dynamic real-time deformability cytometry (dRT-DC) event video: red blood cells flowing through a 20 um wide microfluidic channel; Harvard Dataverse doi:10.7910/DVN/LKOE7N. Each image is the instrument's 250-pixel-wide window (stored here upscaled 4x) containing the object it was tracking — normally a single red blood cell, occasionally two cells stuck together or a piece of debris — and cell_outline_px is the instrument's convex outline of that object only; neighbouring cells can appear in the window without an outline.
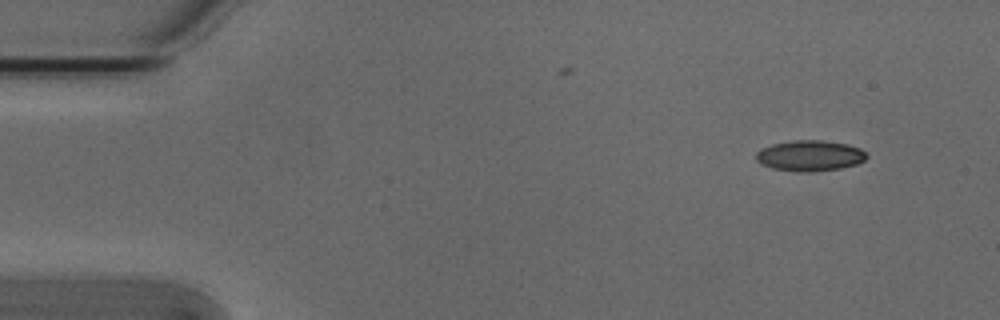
{"species": "Egyptian fruit bat (a non-hibernating species)", "species_latin": "Rousettus aegyptiacus", "temperature_condition": "cold", "stored_images_in_passage": 4, "camera_frame_rate_fps": 3000, "um_per_image_px": 0.085, "animal": {"sex": "male"}, "frame": {"image": 1, "passage_image": 1, "time_ms": 0.0, "image_size_px": [1000, 320], "cell_outline_px": [[868, 156], [864, 160], [856, 164], [840, 168], [812, 172], [800, 172], [772, 168], [760, 164], [756, 160], [756, 152], [760, 148], [772, 144], [792, 140], [820, 140], [848, 144], [860, 148]], "centroid_in_image_um": [68.8, 13.23], "position_along_channel_um": 16.2, "area_um2": 19.88}}
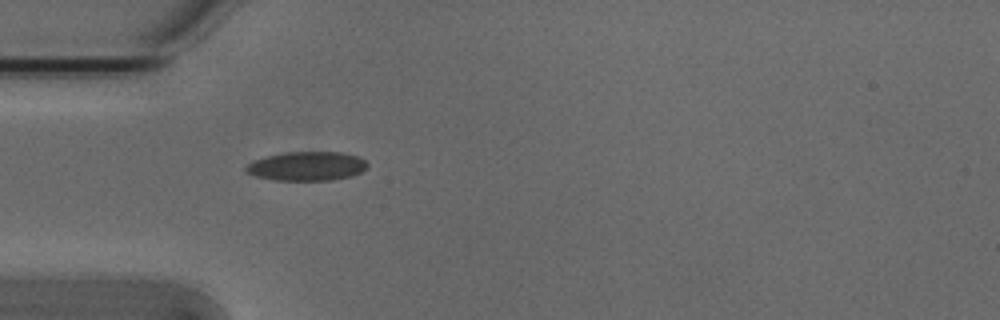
{"frame": {"image": 2, "passage_image": 4, "time_ms": 1.0, "image_size_px": [1000, 320], "cell_outline_px": [[368, 168], [352, 176], [332, 180], [276, 180], [256, 176], [244, 172], [244, 168], [252, 160], [268, 156], [288, 152], [340, 152], [356, 156], [364, 160], [368, 164]], "centroid_in_image_um": [26.07, 14.13], "position_along_channel_um": 58.9, "area_um2": 20.52}}